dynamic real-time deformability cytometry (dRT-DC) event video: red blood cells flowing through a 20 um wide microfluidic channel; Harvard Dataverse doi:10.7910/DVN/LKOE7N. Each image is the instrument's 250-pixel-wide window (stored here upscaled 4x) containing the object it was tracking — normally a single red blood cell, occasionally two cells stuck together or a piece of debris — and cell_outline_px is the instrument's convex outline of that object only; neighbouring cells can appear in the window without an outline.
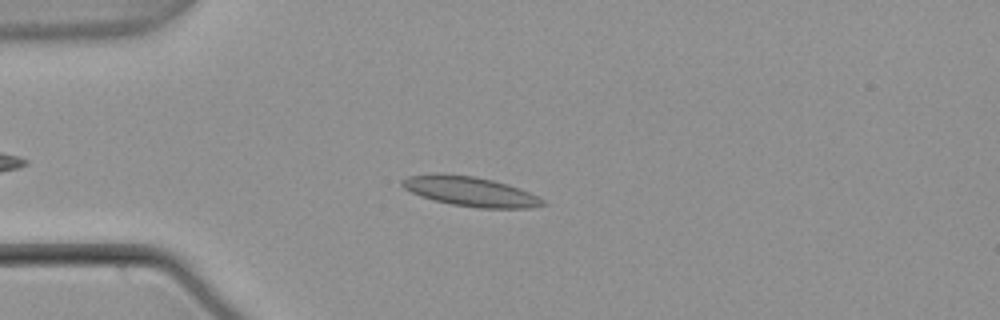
{"species": "common noctule bat (a hibernating species)", "species_latin": "Nyctalus noctula", "temperature_condition": "warm", "stored_images_in_passage": 37, "camera_frame_rate_fps": 3000, "um_per_image_px": 0.085, "animal": {"sex": "male", "body_mass_g": 21.5, "forearm_length_mm": 52.0}, "frame": {"image": 1, "passage_image": 6, "time_ms": 1.667, "image_size_px": [1000, 320], "cell_outline_px": [[548, 204], [528, 208], [480, 208], [452, 204], [420, 196], [404, 188], [400, 184], [400, 180], [408, 176], [432, 172], [476, 176], [508, 184], [520, 188], [544, 200]], "centroid_in_image_um": [39.94, 16.25], "position_along_channel_um": 45.1, "area_um2": 24.39}}
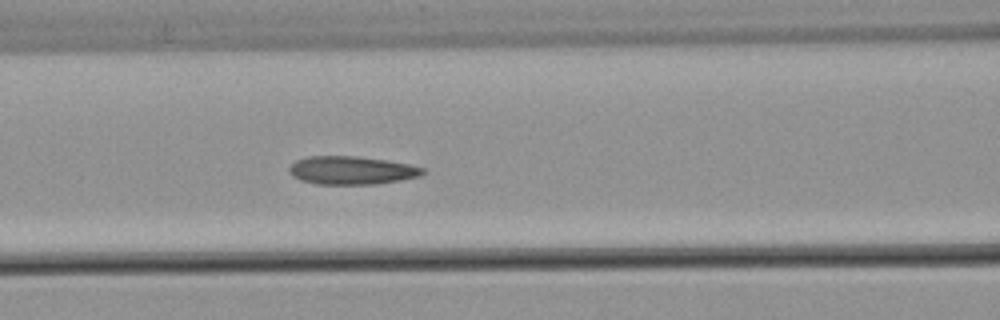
{"frame": {"image": 2, "passage_image": 15, "time_ms": 4.667, "image_size_px": [1000, 320], "cell_outline_px": [[424, 172], [420, 176], [400, 180], [376, 184], [316, 184], [300, 180], [292, 176], [288, 172], [288, 168], [296, 160], [308, 156], [356, 156], [388, 160], [408, 164], [424, 168]], "centroid_in_image_um": [29.85, 14.48], "position_along_channel_um": 136.7, "area_um2": 22.02}}
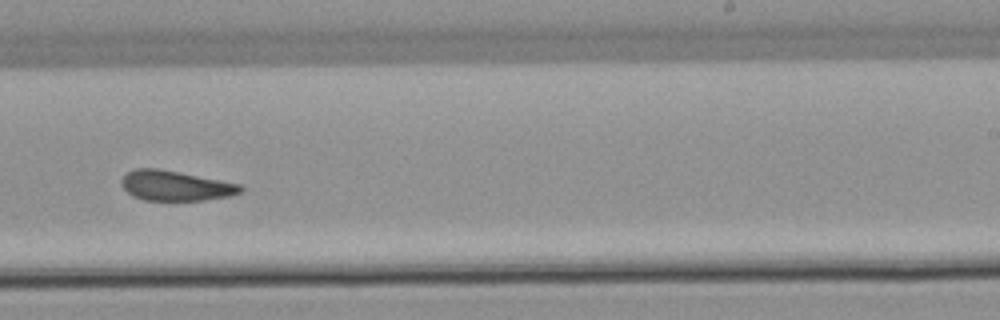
{"frame": {"image": 3, "passage_image": 26, "time_ms": 8.333, "image_size_px": [1000, 320], "cell_outline_px": [[244, 188], [240, 192], [228, 196], [204, 200], [144, 200], [132, 196], [120, 184], [120, 180], [128, 172], [136, 168], [156, 168], [180, 172], [240, 184]], "centroid_in_image_um": [14.88, 15.78], "position_along_channel_um": 274.1, "area_um2": 20.69}, "authors_computed_cell_mechanics": {"area_um2": 21.5594, "velocity_mm_per_s": 3.7619, "shape_relaxation_time_tau1_ms": null, "shape_relaxation_time_tau2_ms": 3.0697, "deformation_change_tau1": null, "deformation_change_tau2": 0.0962}}